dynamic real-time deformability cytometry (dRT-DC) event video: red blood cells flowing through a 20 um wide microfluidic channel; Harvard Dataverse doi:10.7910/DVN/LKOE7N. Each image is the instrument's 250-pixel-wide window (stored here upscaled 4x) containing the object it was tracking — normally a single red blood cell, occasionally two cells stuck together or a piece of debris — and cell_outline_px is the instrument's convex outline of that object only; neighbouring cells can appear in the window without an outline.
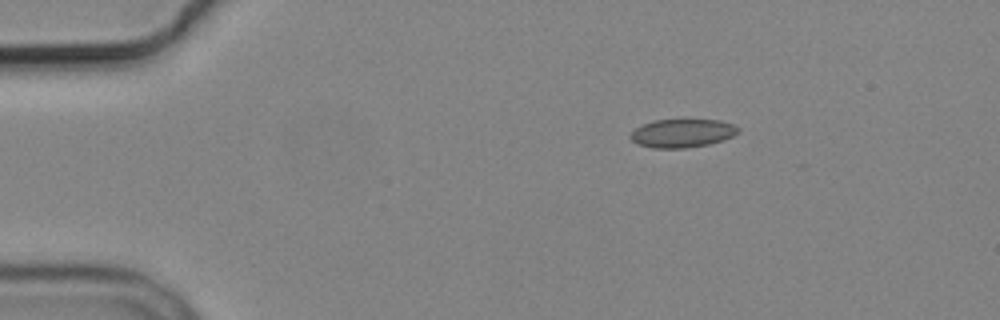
{"species": "common noctule bat (a hibernating species)", "species_latin": "Nyctalus noctula", "temperature_condition": "cold", "stored_images_in_passage": 3, "camera_frame_rate_fps": 3000, "um_per_image_px": 0.085, "animal": {"sex": "male", "body_mass_g": 19.2, "forearm_length_mm": 51.8}, "frame": {"image": 1, "passage_image": 1, "time_ms": 0.0, "image_size_px": [1000, 320], "cell_outline_px": [[740, 132], [724, 140], [708, 144], [684, 148], [652, 148], [636, 144], [628, 136], [636, 128], [652, 120], [720, 120], [736, 124], [740, 128]], "centroid_in_image_um": [58.02, 11.32], "position_along_channel_um": 27.0, "area_um2": 17.98}}